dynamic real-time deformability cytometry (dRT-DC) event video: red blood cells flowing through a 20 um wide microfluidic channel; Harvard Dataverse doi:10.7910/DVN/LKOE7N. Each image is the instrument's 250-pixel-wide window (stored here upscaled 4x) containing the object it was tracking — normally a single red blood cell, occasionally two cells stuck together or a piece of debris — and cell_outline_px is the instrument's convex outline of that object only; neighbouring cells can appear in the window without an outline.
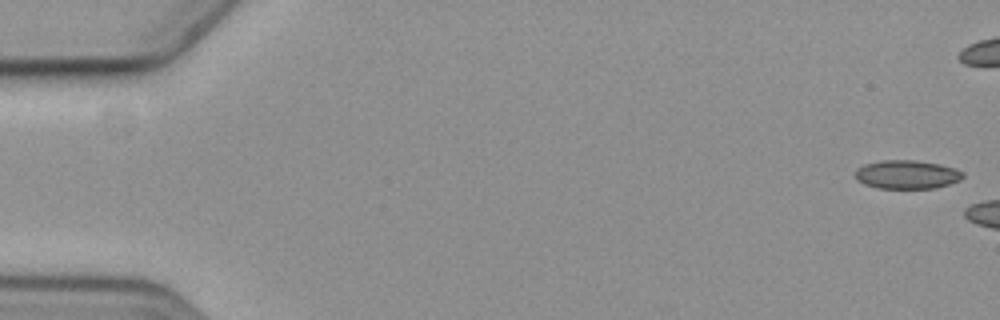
{"species": "common noctule bat (a hibernating species)", "species_latin": "Nyctalus noctula", "temperature_condition": "cold", "stored_images_in_passage": 3, "camera_frame_rate_fps": 3000, "um_per_image_px": 0.085, "animal": {"sex": "female", "body_mass_g": 19.3, "forearm_length_mm": 54.1}, "frame": {"image": 1, "passage_image": 1, "time_ms": 0.0, "image_size_px": [1000, 320], "cell_outline_px": [[964, 176], [960, 180], [936, 188], [876, 188], [864, 184], [856, 180], [856, 168], [864, 164], [880, 160], [916, 160], [940, 164], [956, 168], [964, 172]], "centroid_in_image_um": [77.09, 14.82], "position_along_channel_um": 7.9, "area_um2": 18.15}}